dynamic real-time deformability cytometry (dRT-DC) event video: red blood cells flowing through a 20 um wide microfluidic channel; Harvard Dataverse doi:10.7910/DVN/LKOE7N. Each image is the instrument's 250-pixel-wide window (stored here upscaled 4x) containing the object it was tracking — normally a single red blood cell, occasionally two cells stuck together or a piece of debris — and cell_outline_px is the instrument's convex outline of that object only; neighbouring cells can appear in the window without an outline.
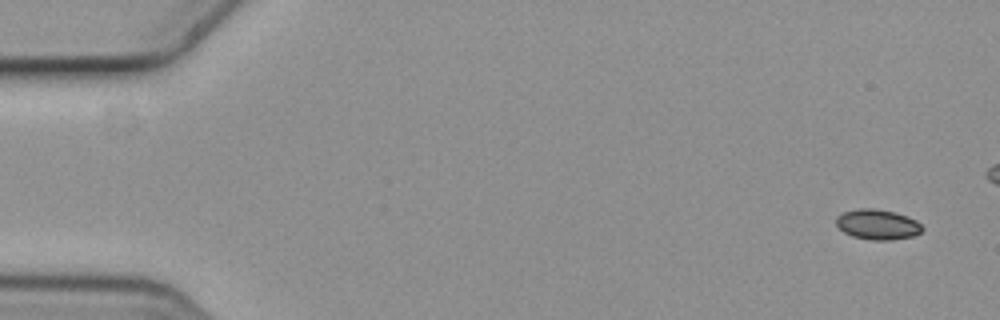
{"species": "common noctule bat (a hibernating species)", "species_latin": "Nyctalus noctula", "temperature_condition": "cold", "stored_images_in_passage": 9, "camera_frame_rate_fps": 3000, "um_per_image_px": 0.085, "animal": {"sex": "female", "body_mass_g": 19.3, "forearm_length_mm": 54.1}, "frame": {"image": 1, "passage_image": 1, "time_ms": 0.0, "image_size_px": [1000, 320], "cell_outline_px": [[924, 228], [920, 232], [912, 236], [892, 240], [872, 240], [852, 236], [844, 232], [836, 224], [836, 216], [844, 212], [856, 208], [872, 208], [896, 212], [908, 216], [916, 220]], "centroid_in_image_um": [74.59, 19.07], "position_along_channel_um": 10.4, "area_um2": 15.2}}
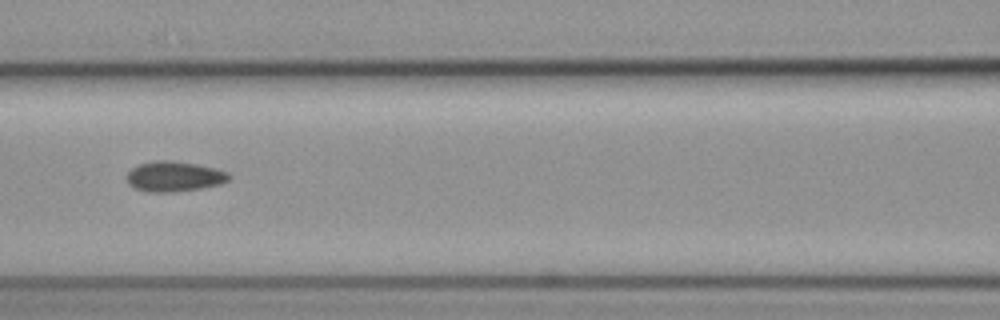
{"frame": {"image": 2, "passage_image": 7, "time_ms": 2.0, "image_size_px": [1000, 320], "cell_outline_px": [[232, 176], [228, 180], [220, 184], [200, 188], [176, 192], [148, 192], [136, 188], [128, 184], [128, 172], [132, 168], [140, 164], [156, 160], [172, 160], [196, 164], [216, 168], [228, 172]], "centroid_in_image_um": [14.83, 14.99], "position_along_channel_um": 151.8, "area_um2": 17.98}}
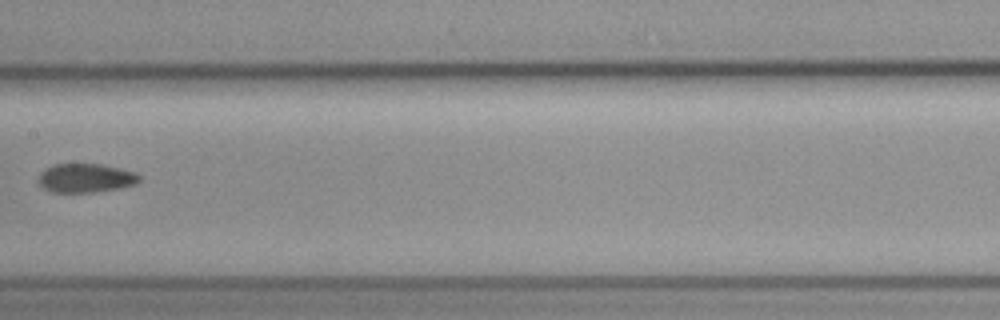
{"frame": {"image": 3, "passage_image": 8, "time_ms": 2.333, "image_size_px": [1000, 320], "cell_outline_px": [[140, 180], [136, 184], [120, 188], [92, 192], [52, 192], [44, 188], [40, 184], [40, 172], [52, 164], [100, 164], [120, 168], [136, 172], [140, 176]], "centroid_in_image_um": [7.31, 15.13], "position_along_channel_um": 200.1, "area_um2": 16.94}}